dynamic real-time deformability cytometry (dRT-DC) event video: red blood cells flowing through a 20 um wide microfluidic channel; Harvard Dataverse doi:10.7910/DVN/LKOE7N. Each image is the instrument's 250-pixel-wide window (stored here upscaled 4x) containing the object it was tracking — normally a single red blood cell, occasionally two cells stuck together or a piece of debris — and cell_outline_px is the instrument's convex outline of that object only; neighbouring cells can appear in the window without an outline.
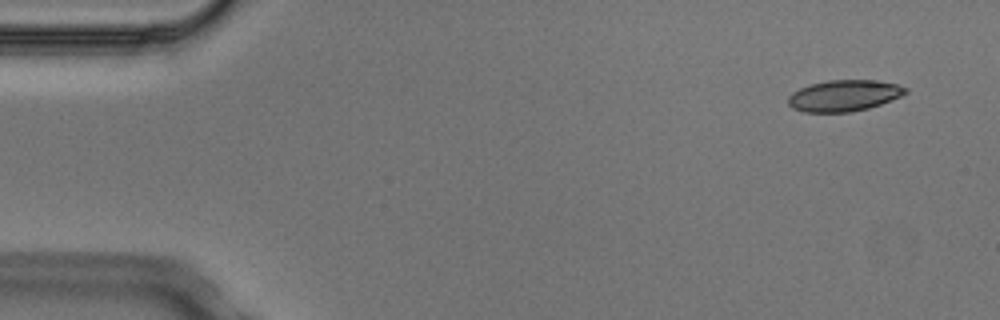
{"species": "Egyptian fruit bat (a non-hibernating species)", "species_latin": "Rousettus aegyptiacus", "temperature_condition": "cold", "stored_images_in_passage": 4, "camera_frame_rate_fps": 3000, "um_per_image_px": 0.085, "animal": {"sex": "male"}, "frame": {"image": 1, "passage_image": 1, "time_ms": 0.0, "image_size_px": [1000, 320], "cell_outline_px": [[908, 92], [900, 96], [880, 104], [868, 108], [848, 112], [804, 112], [792, 108], [788, 104], [788, 96], [792, 92], [800, 88], [812, 84], [828, 80], [876, 80], [896, 84], [908, 88]], "centroid_in_image_um": [71.72, 8.12], "position_along_channel_um": 13.3, "area_um2": 21.27}}
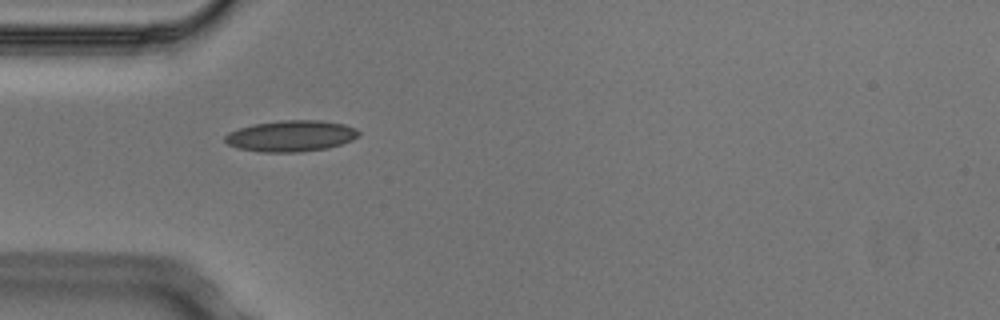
{"frame": {"image": 2, "passage_image": 4, "time_ms": 1.0, "image_size_px": [1000, 320], "cell_outline_px": [[360, 136], [352, 140], [328, 148], [300, 152], [260, 152], [240, 148], [228, 144], [224, 140], [224, 136], [228, 132], [240, 128], [256, 124], [280, 120], [320, 120], [344, 124], [356, 128], [360, 132]], "centroid_in_image_um": [24.76, 11.56], "position_along_channel_um": 60.2, "area_um2": 24.28}}